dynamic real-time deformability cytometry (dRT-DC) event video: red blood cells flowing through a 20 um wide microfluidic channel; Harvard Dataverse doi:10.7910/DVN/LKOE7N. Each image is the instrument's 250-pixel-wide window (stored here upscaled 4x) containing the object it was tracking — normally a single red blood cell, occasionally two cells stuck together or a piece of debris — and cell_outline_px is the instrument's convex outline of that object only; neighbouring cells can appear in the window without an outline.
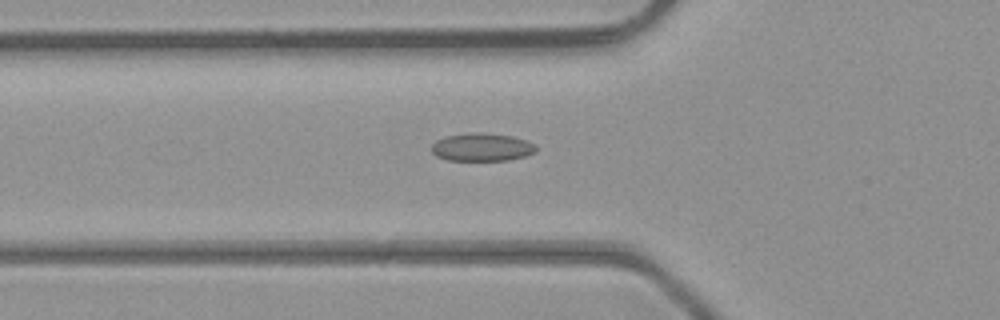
{"species": "common noctule bat (a hibernating species)", "species_latin": "Nyctalus noctula", "temperature_condition": "room temperature", "stored_images_in_passage": 47, "camera_frame_rate_fps": 3000, "um_per_image_px": 0.085, "animal": {"sex": "male", "body_mass_g": 23.1, "forearm_length_mm": 52.7}, "frame": {"image": 1, "passage_image": 17, "time_ms": 5.333, "image_size_px": [1000, 320], "cell_outline_px": [[536, 152], [524, 156], [508, 160], [448, 160], [436, 156], [432, 152], [432, 144], [436, 140], [444, 136], [472, 132], [480, 132], [512, 136], [536, 144]], "centroid_in_image_um": [40.94, 12.5], "position_along_channel_um": 84.9, "area_um2": 17.05}}
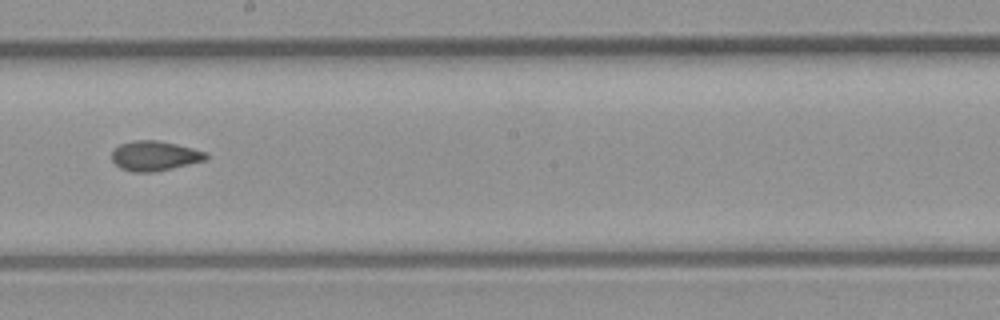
{"frame": {"image": 2, "passage_image": 27, "time_ms": 8.667, "image_size_px": [1000, 320], "cell_outline_px": [[208, 160], [172, 168], [152, 172], [132, 172], [120, 168], [112, 160], [112, 152], [120, 144], [132, 140], [156, 140], [176, 144], [208, 152]], "centroid_in_image_um": [13.17, 13.25], "position_along_channel_um": 235.0, "area_um2": 16.42}}
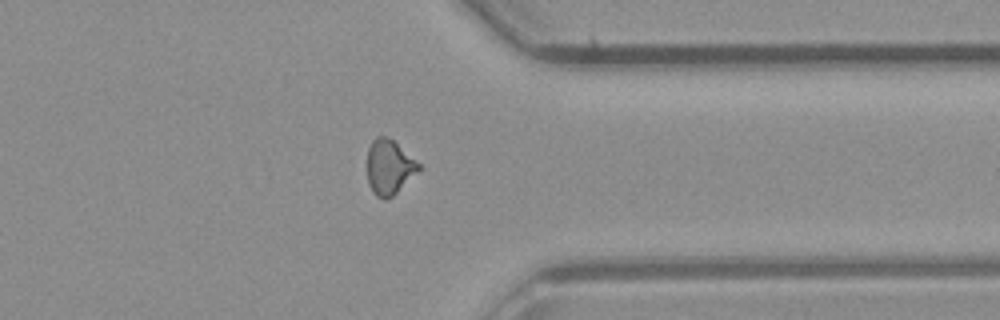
{"frame": {"image": 3, "passage_image": 37, "time_ms": 12.0, "image_size_px": [1000, 320], "cell_outline_px": [[420, 168], [392, 196], [384, 200], [376, 196], [372, 192], [368, 184], [368, 148], [372, 140], [376, 136], [384, 136], [392, 140], [420, 164]], "centroid_in_image_um": [33.04, 14.21], "position_along_channel_um": 378.4, "area_um2": 16.01}, "authors_computed_cell_mechanics": {"area_um2": 16.3574, "velocity_mm_per_s": 4.4737, "shape_relaxation_time_tau1_ms": null, "shape_relaxation_time_tau2_ms": 1.3057, "deformation_change_tau1": null, "deformation_change_tau2": 0.0681}}